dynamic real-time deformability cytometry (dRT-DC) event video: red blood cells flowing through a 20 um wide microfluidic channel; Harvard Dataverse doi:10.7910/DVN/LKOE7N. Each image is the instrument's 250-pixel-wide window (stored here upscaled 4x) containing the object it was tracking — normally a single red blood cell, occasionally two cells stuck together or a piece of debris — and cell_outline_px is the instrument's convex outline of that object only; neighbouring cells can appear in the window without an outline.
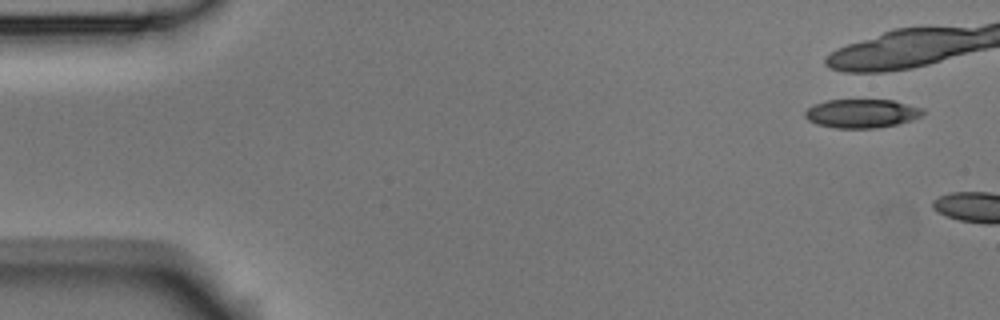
{"species": "Egyptian fruit bat (a non-hibernating species)", "species_latin": "Rousettus aegyptiacus", "temperature_condition": "room temperature", "stored_images_in_passage": 5, "camera_frame_rate_fps": 3000, "um_per_image_px": 0.085, "animal": {"sex": "male"}, "frame": {"image": 1, "passage_image": 1, "time_ms": 0.0, "image_size_px": [1000, 320], "cell_outline_px": [[924, 112], [920, 116], [912, 120], [896, 124], [876, 128], [836, 128], [816, 124], [808, 120], [804, 116], [804, 112], [808, 108], [816, 104], [828, 100], [892, 100], [924, 108]], "centroid_in_image_um": [73.24, 9.65], "position_along_channel_um": 11.8, "area_um2": 19.65}}